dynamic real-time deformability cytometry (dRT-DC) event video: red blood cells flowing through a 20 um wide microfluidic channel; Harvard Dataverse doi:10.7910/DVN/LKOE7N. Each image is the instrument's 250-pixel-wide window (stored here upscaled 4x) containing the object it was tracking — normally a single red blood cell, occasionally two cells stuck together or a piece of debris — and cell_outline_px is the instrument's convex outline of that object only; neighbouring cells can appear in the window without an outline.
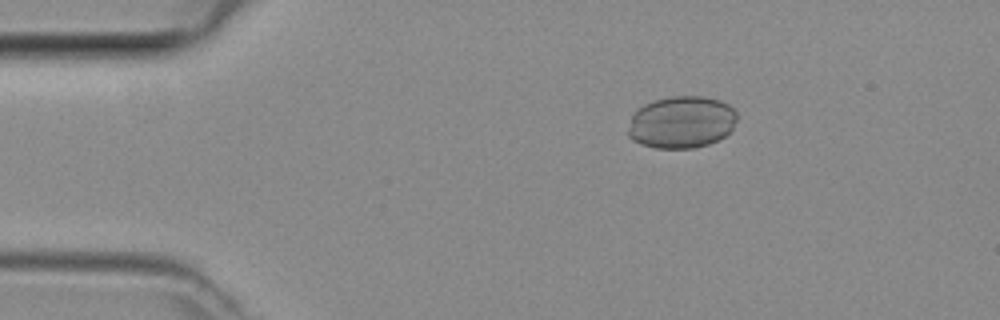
{"species": "common noctule bat (a hibernating species)", "species_latin": "Nyctalus noctula", "temperature_condition": "room temperature", "stored_images_in_passage": 46, "camera_frame_rate_fps": 3000, "um_per_image_px": 0.085, "animal": {"sex": "female", "body_mass_g": 29.2, "forearm_length_mm": 56.3}, "frame": {"image": 1, "passage_image": 8, "time_ms": 2.333, "image_size_px": [1000, 320], "cell_outline_px": [[736, 120], [732, 128], [724, 136], [708, 144], [696, 148], [656, 148], [640, 144], [632, 140], [628, 136], [628, 128], [632, 116], [636, 108], [644, 104], [656, 100], [672, 96], [704, 96], [720, 100], [728, 104], [736, 112]], "centroid_in_image_um": [57.9, 10.38], "position_along_channel_um": 27.1, "area_um2": 33.18}}
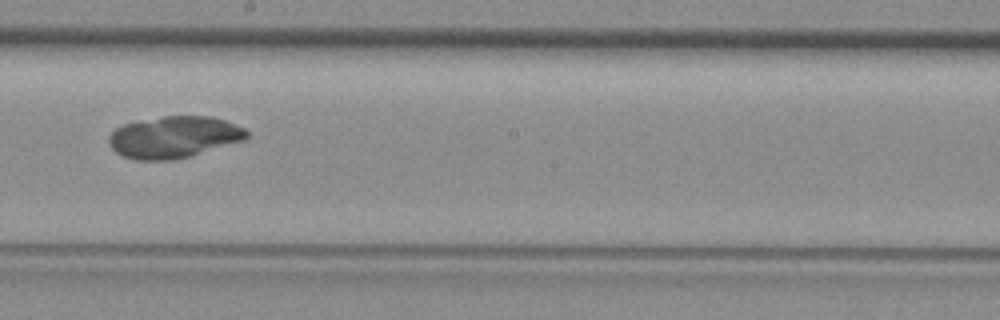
{"frame": {"image": 2, "passage_image": 26, "time_ms": 8.333, "image_size_px": [1000, 320], "cell_outline_px": [[248, 136], [244, 140], [188, 156], [172, 160], [136, 160], [124, 156], [116, 152], [112, 148], [108, 140], [108, 136], [116, 128], [124, 124], [164, 116], [212, 116], [224, 120], [244, 128], [248, 132]], "centroid_in_image_um": [14.77, 11.65], "position_along_channel_um": 233.4, "area_um2": 33.12}}
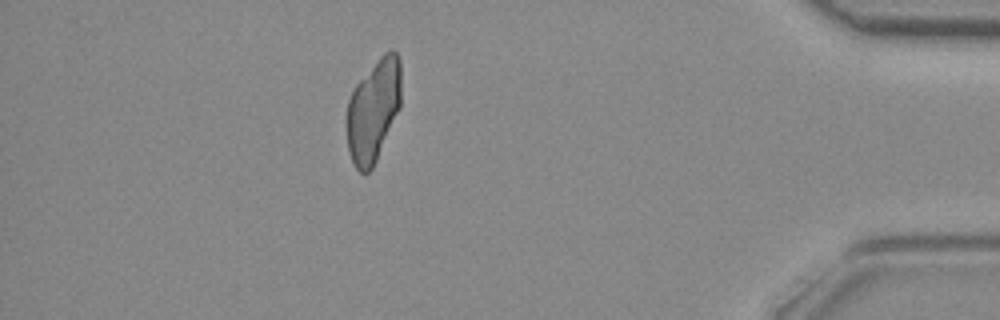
{"frame": {"image": 3, "passage_image": 41, "time_ms": 13.333, "image_size_px": [1000, 320], "cell_outline_px": [[400, 108], [376, 160], [372, 168], [368, 172], [360, 172], [356, 168], [348, 152], [344, 120], [348, 100], [356, 84], [380, 56], [384, 52], [392, 48], [396, 52], [400, 60]], "centroid_in_image_um": [31.7, 9.38], "position_along_channel_um": 403.5, "area_um2": 32.77}}